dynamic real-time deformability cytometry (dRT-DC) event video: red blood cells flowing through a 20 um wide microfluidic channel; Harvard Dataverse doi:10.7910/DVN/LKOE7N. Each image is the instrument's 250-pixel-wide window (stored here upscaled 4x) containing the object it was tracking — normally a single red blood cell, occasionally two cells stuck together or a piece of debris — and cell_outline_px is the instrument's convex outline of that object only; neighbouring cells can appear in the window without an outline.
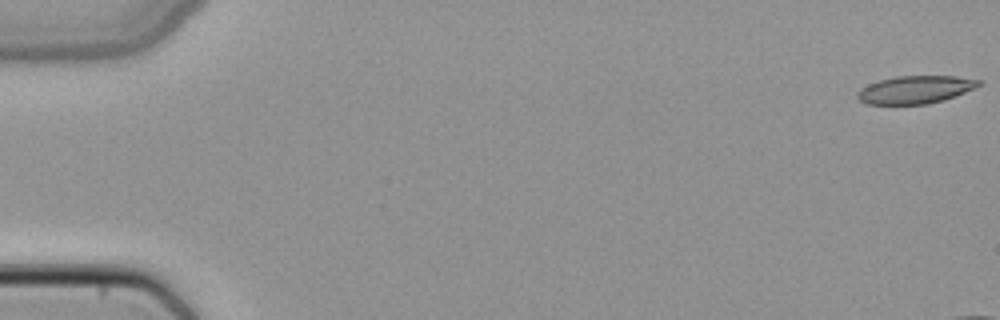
{"species": "common noctule bat (a hibernating species)", "species_latin": "Nyctalus noctula", "temperature_condition": "cold", "stored_images_in_passage": 15, "camera_frame_rate_fps": 3000, "um_per_image_px": 0.085, "animal": {"sex": "female", "body_mass_g": 22.7, "forearm_length_mm": 54.2}, "frame": {"image": 1, "passage_image": 1, "time_ms": 0.0, "image_size_px": [1000, 320], "cell_outline_px": [[984, 84], [976, 88], [944, 100], [928, 104], [868, 104], [860, 100], [856, 96], [856, 92], [860, 88], [868, 84], [880, 80], [896, 76], [956, 76], [984, 80]], "centroid_in_image_um": [77.85, 7.61], "position_along_channel_um": 7.1, "area_um2": 19.88}}